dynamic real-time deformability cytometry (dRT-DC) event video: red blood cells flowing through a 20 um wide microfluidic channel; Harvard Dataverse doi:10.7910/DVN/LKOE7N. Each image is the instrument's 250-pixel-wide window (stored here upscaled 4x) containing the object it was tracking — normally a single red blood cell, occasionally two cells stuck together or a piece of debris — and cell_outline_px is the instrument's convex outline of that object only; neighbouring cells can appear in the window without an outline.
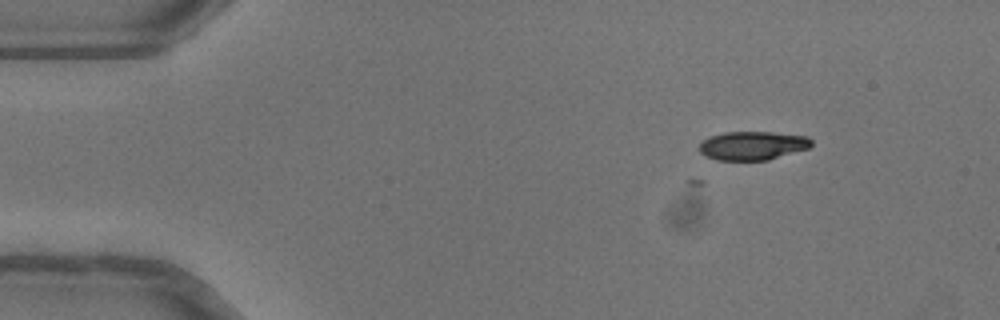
{"species": "common noctule bat (a hibernating species)", "species_latin": "Nyctalus noctula", "temperature_condition": "warm", "stored_images_in_passage": 3, "camera_frame_rate_fps": 3000, "um_per_image_px": 0.085, "animal": {"sex": "female"}, "frame": {"image": 1, "passage_image": 3, "time_ms": 0.667, "image_size_px": [1000, 320], "cell_outline_px": [[812, 144], [808, 148], [768, 160], [716, 160], [700, 152], [700, 144], [708, 136], [724, 132], [772, 132], [808, 136], [812, 140]], "centroid_in_image_um": [63.98, 12.37], "position_along_channel_um": 21.0, "area_um2": 18.67}}